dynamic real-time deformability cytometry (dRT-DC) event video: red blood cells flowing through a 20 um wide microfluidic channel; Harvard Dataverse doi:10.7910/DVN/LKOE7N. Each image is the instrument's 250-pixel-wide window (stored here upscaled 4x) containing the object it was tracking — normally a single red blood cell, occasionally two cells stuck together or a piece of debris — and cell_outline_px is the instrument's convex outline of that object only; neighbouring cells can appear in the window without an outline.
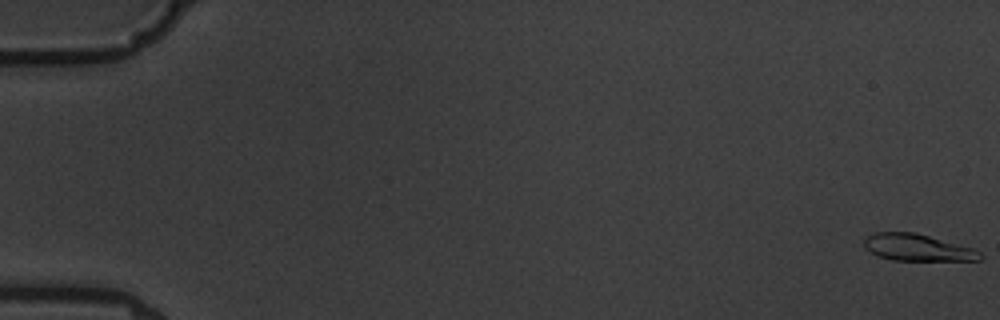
{"species": "common noctule bat (a hibernating species)", "species_latin": "Nyctalus noctula", "temperature_condition": "warm", "stored_images_in_passage": 16, "camera_frame_rate_fps": 3000, "um_per_image_px": 0.085, "animal": {"sex": "male", "body_mass_g": 19.5, "forearm_length_mm": 54.6}, "frame": {"image": 1, "passage_image": 1, "time_ms": 0.0, "image_size_px": [1000, 320], "cell_outline_px": [[984, 256], [980, 260], [892, 260], [880, 256], [864, 248], [864, 240], [868, 236], [876, 232], [916, 232], [972, 248], [980, 252]], "centroid_in_image_um": [77.99, 21.04], "position_along_channel_um": 7.0, "area_um2": 17.92}}
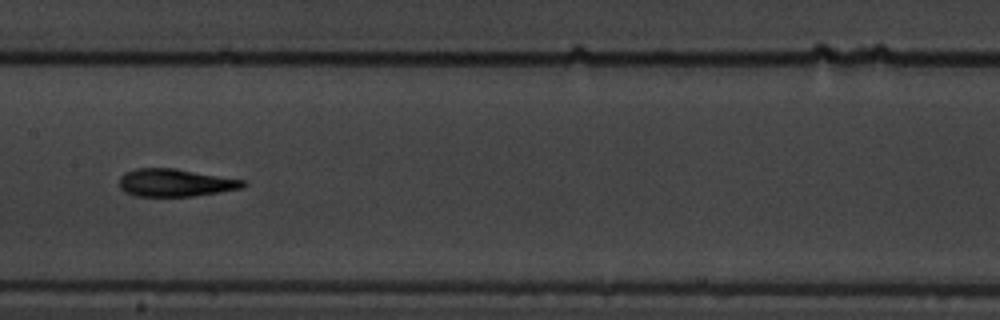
{"frame": {"image": 2, "passage_image": 9, "time_ms": 10.0, "image_size_px": [1000, 320], "cell_outline_px": [[248, 184], [244, 188], [220, 192], [192, 196], [136, 196], [124, 192], [120, 188], [120, 176], [124, 172], [136, 168], [176, 168], [248, 180]], "centroid_in_image_um": [14.96, 15.52], "position_along_channel_um": 192.4, "area_um2": 20.35}}
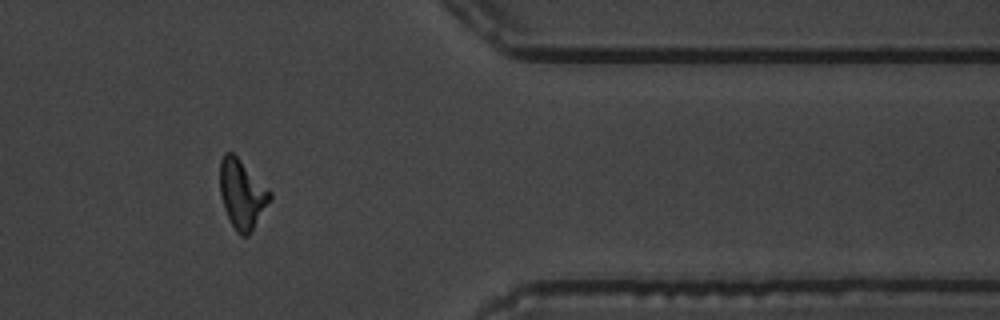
{"frame": {"image": 3, "passage_image": 14, "time_ms": 16.0, "image_size_px": [1000, 320], "cell_outline_px": [[272, 200], [248, 236], [240, 236], [236, 232], [224, 208], [220, 196], [220, 160], [224, 152], [232, 152], [272, 192]], "centroid_in_image_um": [20.58, 16.51], "position_along_channel_um": 390.8, "area_um2": 20.11}, "authors_computed_cell_mechanics": {"area_um2": 19.1607, "velocity_mm_per_s": 3.5778, "shape_relaxation_time_tau1_ms": 7.8012, "shape_relaxation_time_tau2_ms": 3.3312, "deformation_change_tau1": 0.2165, "deformation_change_tau2": 0.1072}}